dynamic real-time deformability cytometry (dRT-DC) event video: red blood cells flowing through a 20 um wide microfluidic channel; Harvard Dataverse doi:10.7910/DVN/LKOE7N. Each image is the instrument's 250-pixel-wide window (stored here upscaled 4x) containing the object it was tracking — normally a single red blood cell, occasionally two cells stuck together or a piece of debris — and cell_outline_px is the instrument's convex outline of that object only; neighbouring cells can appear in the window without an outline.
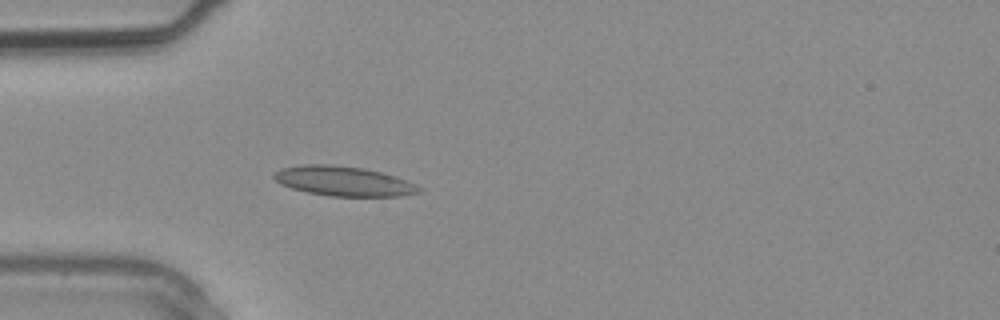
{"species": "common noctule bat (a hibernating species)", "species_latin": "Nyctalus noctula", "temperature_condition": "warm", "stored_images_in_passage": 3, "camera_frame_rate_fps": 3000, "um_per_image_px": 0.085, "animal": {"sex": "male", "body_mass_g": 20.4}, "frame": {"image": 1, "passage_image": 3, "time_ms": 0.667, "image_size_px": [1000, 320], "cell_outline_px": [[424, 188], [420, 192], [400, 196], [328, 196], [308, 192], [292, 188], [280, 184], [272, 176], [280, 168], [304, 164], [328, 164], [364, 168], [396, 176], [416, 184]], "centroid_in_image_um": [29.22, 15.39], "position_along_channel_um": 55.8, "area_um2": 25.14}}